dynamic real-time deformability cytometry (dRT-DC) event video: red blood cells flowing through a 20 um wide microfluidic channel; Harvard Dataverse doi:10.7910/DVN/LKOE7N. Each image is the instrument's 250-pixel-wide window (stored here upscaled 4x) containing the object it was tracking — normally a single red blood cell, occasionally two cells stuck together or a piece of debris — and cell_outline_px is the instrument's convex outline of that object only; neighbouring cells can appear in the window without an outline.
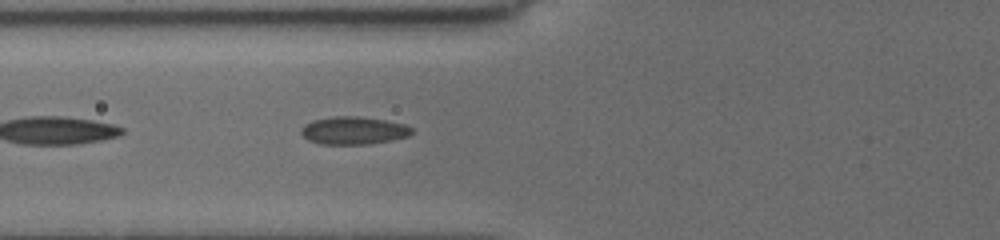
{"species": "common noctule bat (a hibernating species)", "species_latin": "Nyctalus noctula", "temperature_condition": "cold", "stored_images_in_passage": 12, "camera_frame_rate_fps": 3000, "um_per_image_px": 0.085, "animal": {"sex": "female", "body_mass_g": 19.5, "forearm_length_mm": 54.1}, "frame": {"image": 1, "passage_image": 12, "time_ms": 7.667, "image_size_px": [1000, 240], "cell_outline_px": [[412, 132], [408, 136], [392, 140], [368, 144], [320, 144], [308, 140], [300, 132], [300, 128], [304, 124], [312, 120], [332, 116], [360, 116], [384, 120], [404, 124], [412, 128]], "centroid_in_image_um": [30.01, 11.09], "position_along_channel_um": 95.8, "area_um2": 17.98}}